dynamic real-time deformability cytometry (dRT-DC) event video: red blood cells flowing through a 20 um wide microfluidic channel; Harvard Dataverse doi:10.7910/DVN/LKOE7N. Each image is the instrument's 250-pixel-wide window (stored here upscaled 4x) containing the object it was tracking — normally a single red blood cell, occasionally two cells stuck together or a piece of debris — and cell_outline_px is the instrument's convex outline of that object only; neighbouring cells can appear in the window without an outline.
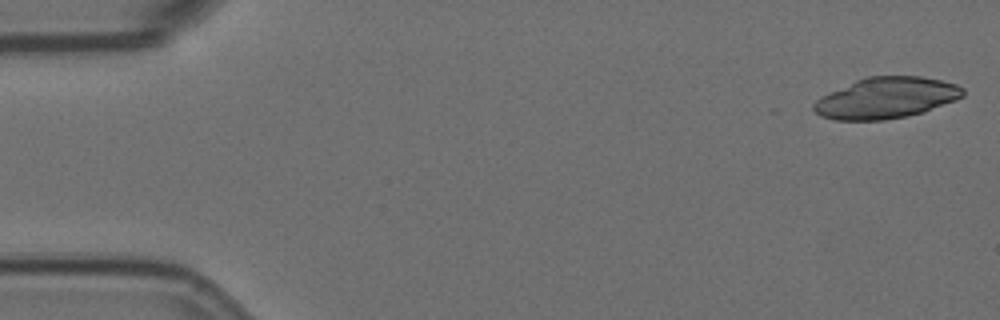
{"species": "Egyptian fruit bat (a non-hibernating species)", "species_latin": "Rousettus aegyptiacus", "temperature_condition": "room temperature", "stored_images_in_passage": 13, "camera_frame_rate_fps": 3000, "um_per_image_px": 0.085, "animal": {"sex": "female"}, "frame": {"image": 1, "passage_image": 1, "time_ms": 0.0, "image_size_px": [1000, 320], "cell_outline_px": [[964, 96], [956, 100], [924, 112], [908, 116], [884, 120], [836, 120], [820, 116], [812, 108], [812, 104], [820, 96], [856, 80], [868, 76], [920, 76], [940, 80], [956, 84], [964, 88]], "centroid_in_image_um": [75.32, 8.33], "position_along_channel_um": 9.7, "area_um2": 35.84}}